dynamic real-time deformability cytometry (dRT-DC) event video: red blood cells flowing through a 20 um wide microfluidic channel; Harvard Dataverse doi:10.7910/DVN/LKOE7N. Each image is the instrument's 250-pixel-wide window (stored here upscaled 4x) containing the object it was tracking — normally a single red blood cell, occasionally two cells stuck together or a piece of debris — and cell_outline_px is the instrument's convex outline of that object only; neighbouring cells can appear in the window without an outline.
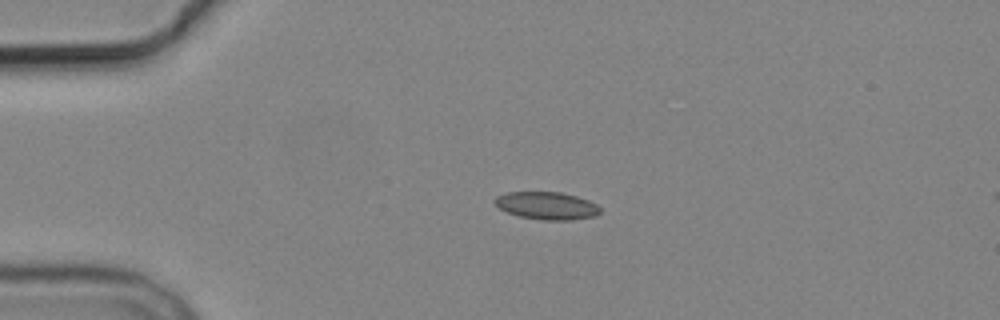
{"species": "common noctule bat (a hibernating species)", "species_latin": "Nyctalus noctula", "temperature_condition": "cold", "stored_images_in_passage": 2, "camera_frame_rate_fps": 3000, "um_per_image_px": 0.085, "animal": {"sex": "male", "body_mass_g": 19.2, "forearm_length_mm": 51.8}, "frame": {"image": 1, "passage_image": 1, "time_ms": 0.0, "image_size_px": [1000, 320], "cell_outline_px": [[600, 212], [596, 216], [568, 220], [544, 220], [520, 216], [508, 212], [500, 208], [492, 200], [496, 196], [508, 192], [560, 192], [576, 196], [588, 200], [596, 204], [600, 208]], "centroid_in_image_um": [46.48, 17.47], "position_along_channel_um": 38.5, "area_um2": 16.82}}